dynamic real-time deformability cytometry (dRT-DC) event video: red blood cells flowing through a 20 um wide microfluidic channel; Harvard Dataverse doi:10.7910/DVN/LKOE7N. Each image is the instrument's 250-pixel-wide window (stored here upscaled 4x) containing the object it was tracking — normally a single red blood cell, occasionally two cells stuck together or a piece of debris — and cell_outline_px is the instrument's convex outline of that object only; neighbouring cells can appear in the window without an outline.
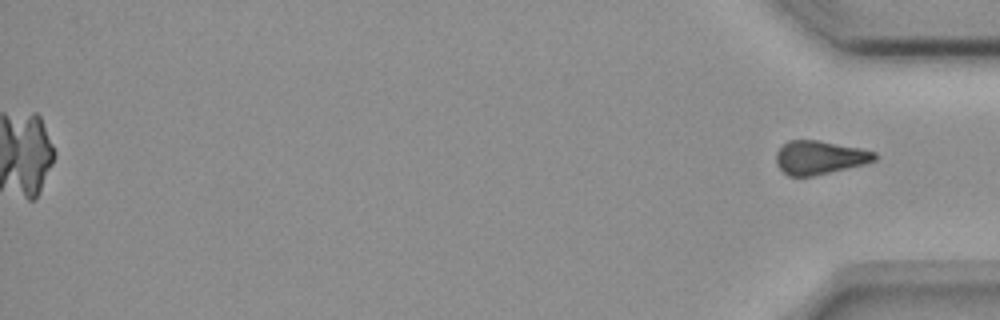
{"species": "common noctule bat (a hibernating species)", "species_latin": "Nyctalus noctula", "temperature_condition": "room temperature", "stored_images_in_passage": 39, "camera_frame_rate_fps": 3000, "um_per_image_px": 0.085, "animal": {"sex": "female", "body_mass_g": 18.4}, "frame": {"image": 1, "passage_image": 39, "time_ms": 12.667, "image_size_px": [1000, 320], "cell_outline_px": [[876, 160], [864, 164], [848, 168], [812, 176], [788, 176], [776, 164], [776, 152], [788, 140], [816, 140], [860, 148], [876, 152]], "centroid_in_image_um": [69.65, 13.39], "position_along_channel_um": 365.5, "area_um2": 19.13}}